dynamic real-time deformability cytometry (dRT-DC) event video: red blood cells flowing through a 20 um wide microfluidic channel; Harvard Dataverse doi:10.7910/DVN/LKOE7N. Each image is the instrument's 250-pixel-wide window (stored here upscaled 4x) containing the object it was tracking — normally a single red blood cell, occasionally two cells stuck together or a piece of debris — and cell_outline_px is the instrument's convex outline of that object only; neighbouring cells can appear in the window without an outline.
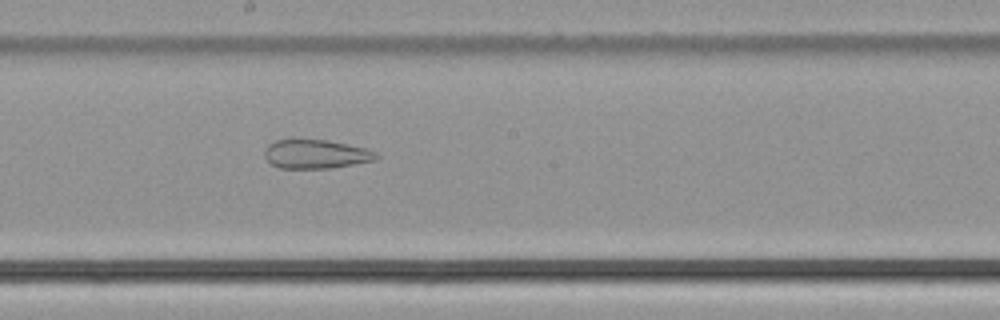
{"species": "common noctule bat (a hibernating species)", "species_latin": "Nyctalus noctula", "temperature_condition": "cold", "stored_images_in_passage": 36, "camera_frame_rate_fps": 3000, "um_per_image_px": 0.085, "animal": {"sex": "male", "body_mass_g": 21.5, "forearm_length_mm": 52.0}, "frame": {"image": 1, "passage_image": 13, "time_ms": 4.0, "image_size_px": [1000, 320], "cell_outline_px": [[380, 156], [376, 160], [332, 168], [280, 168], [272, 164], [264, 156], [264, 148], [268, 144], [276, 140], [288, 136], [292, 136], [328, 140], [368, 148], [376, 152]], "centroid_in_image_um": [26.81, 13.04], "position_along_channel_um": 221.4, "area_um2": 19.71}}
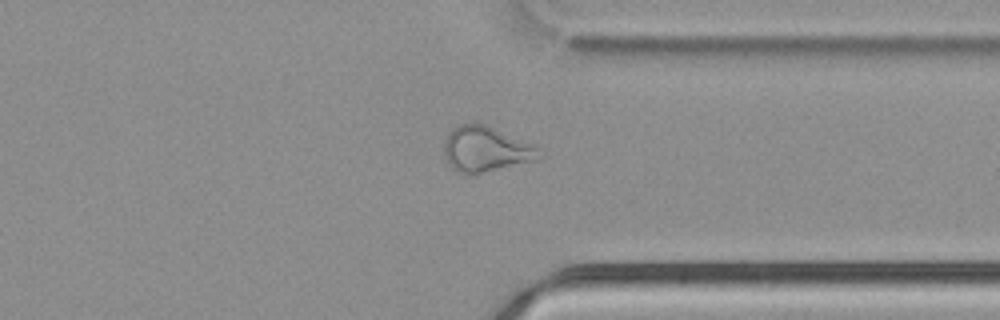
{"frame": {"image": 2, "passage_image": 24, "time_ms": 7.667, "image_size_px": [1000, 320], "cell_outline_px": [[544, 156], [536, 160], [480, 172], [456, 172], [448, 164], [444, 156], [444, 140], [448, 132], [452, 128], [460, 124], [484, 124], [532, 144]], "centroid_in_image_um": [41.24, 12.66], "position_along_channel_um": 370.2, "area_um2": 24.51}}
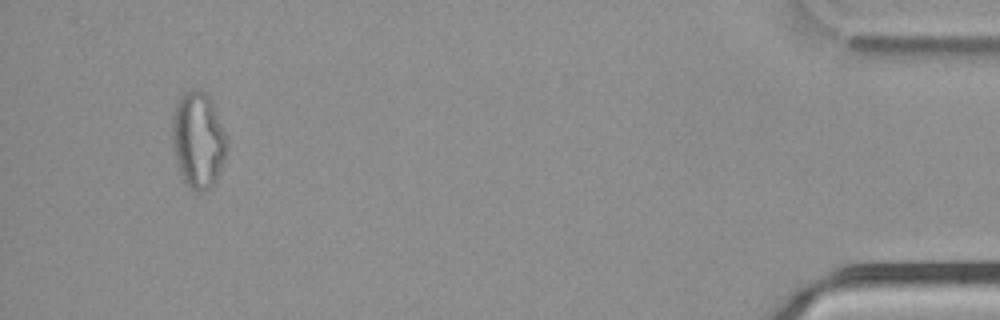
{"frame": {"image": 3, "passage_image": 33, "time_ms": 10.667, "image_size_px": [1000, 320], "cell_outline_px": [[228, 144], [224, 160], [216, 180], [204, 192], [196, 192], [184, 180], [180, 172], [176, 160], [172, 140], [172, 116], [176, 104], [180, 96], [184, 92], [200, 88], [208, 96], [212, 104], [228, 140]], "centroid_in_image_um": [16.84, 11.89], "position_along_channel_um": 418.4, "area_um2": 30.29}}